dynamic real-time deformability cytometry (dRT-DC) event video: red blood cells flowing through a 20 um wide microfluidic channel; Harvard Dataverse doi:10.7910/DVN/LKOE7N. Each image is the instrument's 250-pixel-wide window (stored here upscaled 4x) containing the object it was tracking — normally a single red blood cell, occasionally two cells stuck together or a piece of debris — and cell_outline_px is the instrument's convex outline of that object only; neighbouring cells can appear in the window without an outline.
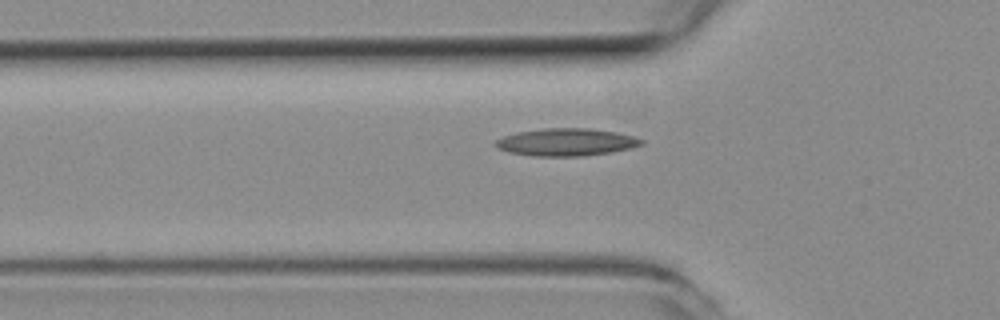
{"species": "common noctule bat (a hibernating species)", "species_latin": "Nyctalus noctula", "temperature_condition": "room temperature", "stored_images_in_passage": 38, "camera_frame_rate_fps": 3000, "um_per_image_px": 0.085, "animal": {"sex": "female", "body_mass_g": 19.3, "forearm_length_mm": 54.1}, "frame": {"image": 1, "passage_image": 7, "time_ms": 2.0, "image_size_px": [1000, 320], "cell_outline_px": [[644, 144], [632, 148], [612, 152], [580, 156], [532, 156], [512, 152], [500, 148], [496, 144], [496, 140], [504, 136], [516, 132], [544, 128], [588, 128], [616, 132], [632, 136], [644, 140]], "centroid_in_image_um": [48.18, 12.08], "position_along_channel_um": 77.6, "area_um2": 23.18}}
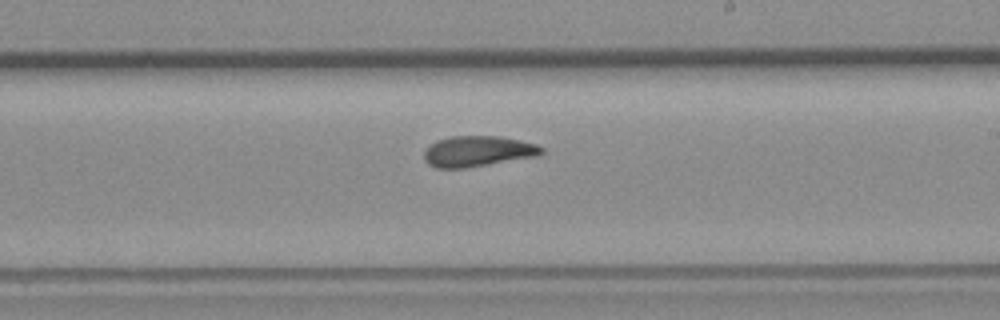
{"frame": {"image": 2, "passage_image": 20, "time_ms": 6.333, "image_size_px": [1000, 320], "cell_outline_px": [[544, 152], [536, 156], [464, 168], [436, 168], [428, 164], [424, 160], [424, 152], [436, 140], [452, 136], [500, 136], [536, 144], [544, 148]], "centroid_in_image_um": [40.6, 12.85], "position_along_channel_um": 248.4, "area_um2": 20.81}}
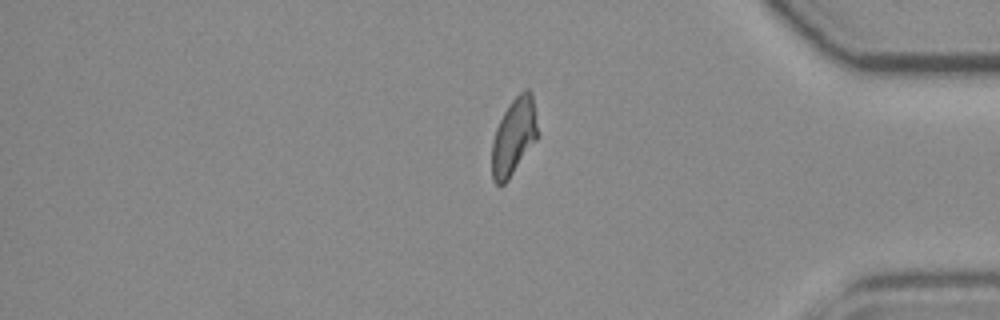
{"frame": {"image": 3, "passage_image": 33, "time_ms": 10.667, "image_size_px": [1000, 320], "cell_outline_px": [[536, 140], [508, 180], [504, 184], [496, 184], [492, 180], [492, 140], [496, 128], [508, 104], [524, 88], [528, 88], [532, 92], [536, 128]], "centroid_in_image_um": [43.64, 11.61], "position_along_channel_um": 391.6, "area_um2": 20.17}, "authors_computed_cell_mechanics": {"area_um2": 20.808, "velocity_mm_per_s": 3.9366, "shape_relaxation_time_tau1_ms": 10.8988, "shape_relaxation_time_tau2_ms": 1.2926, "deformation_change_tau1": 0.2711, "deformation_change_tau2": 0.0829}}